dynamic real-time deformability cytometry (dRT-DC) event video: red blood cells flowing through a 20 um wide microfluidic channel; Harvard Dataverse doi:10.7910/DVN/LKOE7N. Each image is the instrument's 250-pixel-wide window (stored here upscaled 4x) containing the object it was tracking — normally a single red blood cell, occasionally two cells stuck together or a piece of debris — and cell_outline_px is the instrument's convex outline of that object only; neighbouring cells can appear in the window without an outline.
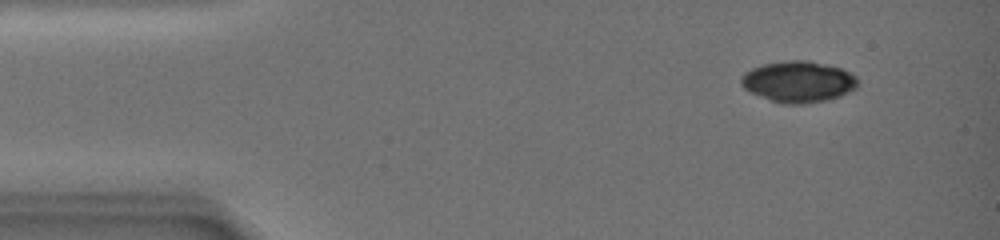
{"species": "common noctule bat (a hibernating species)", "species_latin": "Nyctalus noctula", "temperature_condition": "warm", "stored_images_in_passage": 12, "camera_frame_rate_fps": 3000, "um_per_image_px": 0.085, "animal": {"sex": "female", "body_mass_g": 19.0, "forearm_length_mm": 51.5}, "frame": {"image": 1, "passage_image": 3, "time_ms": 1.667, "image_size_px": [1000, 240], "cell_outline_px": [[860, 80], [856, 88], [840, 96], [828, 100], [804, 104], [784, 104], [748, 92], [740, 84], [740, 76], [744, 72], [752, 68], [764, 64], [784, 60], [808, 60], [840, 68], [856, 76]], "centroid_in_image_um": [67.84, 6.94], "position_along_channel_um": 17.2, "area_um2": 28.21}}
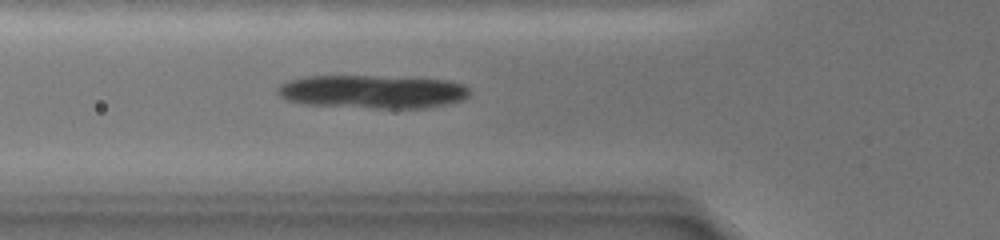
{"frame": {"image": 2, "passage_image": 10, "time_ms": 7.333, "image_size_px": [1000, 240], "cell_outline_px": [[472, 92], [464, 100], [424, 108], [372, 108], [304, 104], [288, 100], [280, 96], [276, 92], [276, 88], [280, 84], [288, 80], [304, 76], [376, 76], [448, 80], [464, 84], [472, 88]], "centroid_in_image_um": [31.68, 7.79], "position_along_channel_um": 94.1, "area_um2": 37.63}}
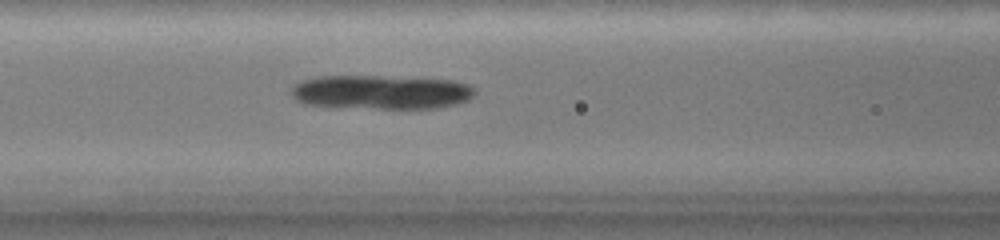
{"frame": {"image": 3, "passage_image": 12, "time_ms": 8.667, "image_size_px": [1000, 240], "cell_outline_px": [[476, 92], [468, 100], [456, 104], [436, 108], [328, 108], [304, 104], [296, 100], [292, 96], [292, 84], [300, 80], [316, 76], [380, 76], [456, 80], [472, 84], [476, 88]], "centroid_in_image_um": [32.36, 7.83], "position_along_channel_um": 134.2, "area_um2": 37.4}}